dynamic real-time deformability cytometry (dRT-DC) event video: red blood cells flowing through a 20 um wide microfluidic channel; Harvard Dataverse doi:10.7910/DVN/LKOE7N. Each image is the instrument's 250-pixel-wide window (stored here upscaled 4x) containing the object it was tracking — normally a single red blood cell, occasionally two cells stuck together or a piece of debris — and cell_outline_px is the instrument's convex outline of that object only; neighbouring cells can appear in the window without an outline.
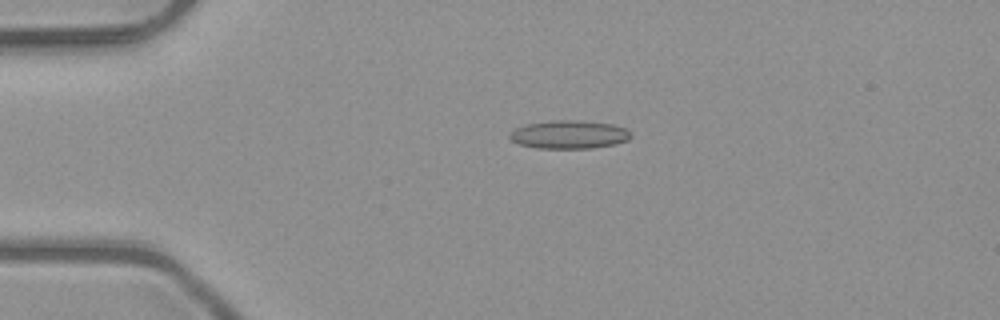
{"species": "common noctule bat (a hibernating species)", "species_latin": "Nyctalus noctula", "temperature_condition": "room temperature", "stored_images_in_passage": 2, "camera_frame_rate_fps": 3000, "um_per_image_px": 0.085, "animal": {"sex": "male", "body_mass_g": 23.1, "forearm_length_mm": 52.7}, "frame": {"image": 1, "passage_image": 1, "time_ms": 0.0, "image_size_px": [1000, 320], "cell_outline_px": [[632, 136], [628, 140], [616, 144], [592, 148], [536, 148], [520, 144], [512, 140], [508, 136], [508, 132], [516, 128], [528, 124], [552, 120], [572, 120], [612, 124], [628, 128]], "centroid_in_image_um": [48.39, 11.44], "position_along_channel_um": 36.6, "area_um2": 20.0}}